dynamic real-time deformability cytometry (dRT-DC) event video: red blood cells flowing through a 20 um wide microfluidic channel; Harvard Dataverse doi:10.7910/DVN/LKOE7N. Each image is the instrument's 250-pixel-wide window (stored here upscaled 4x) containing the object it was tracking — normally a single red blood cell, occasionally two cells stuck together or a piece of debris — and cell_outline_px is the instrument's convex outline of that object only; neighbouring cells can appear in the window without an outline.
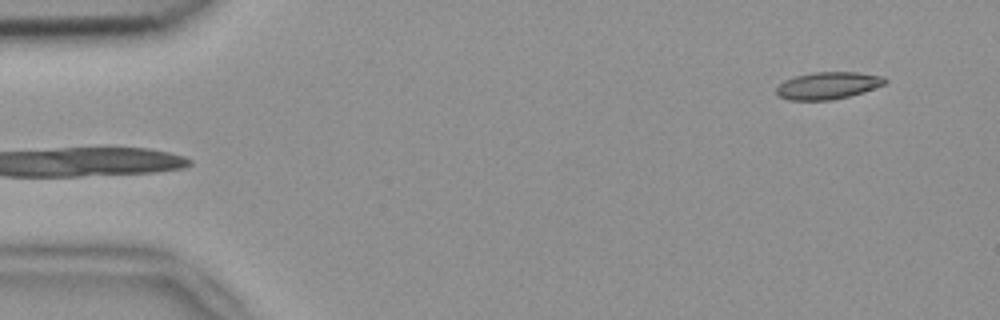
{"species": "common noctule bat (a hibernating species)", "species_latin": "Nyctalus noctula", "temperature_condition": "room temperature", "stored_images_in_passage": 50, "camera_frame_rate_fps": 3000, "um_per_image_px": 0.085, "animal": {"sex": "female", "body_mass_g": 18.4}, "frame": {"image": 1, "passage_image": 1, "time_ms": 0.0, "image_size_px": [1000, 320], "cell_outline_px": [[888, 80], [884, 84], [864, 92], [832, 100], [788, 100], [776, 96], [776, 88], [784, 80], [796, 76], [812, 72], [856, 72], [884, 76]], "centroid_in_image_um": [70.35, 7.27], "position_along_channel_um": 14.6, "area_um2": 17.28}}
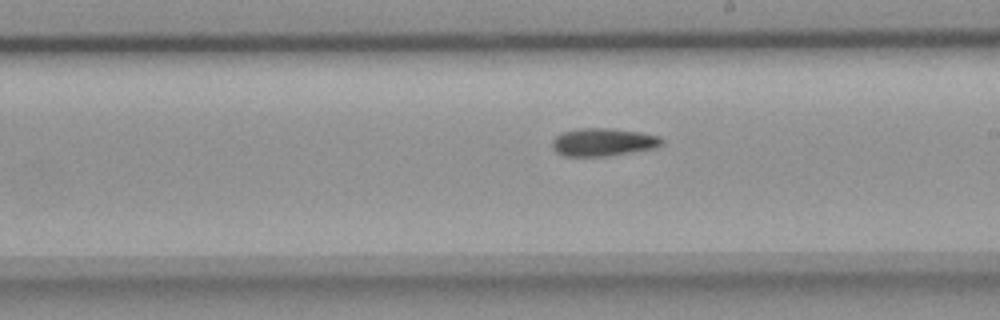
{"frame": {"image": 2, "passage_image": 27, "time_ms": 8.667, "image_size_px": [1000, 320], "cell_outline_px": [[664, 144], [652, 148], [608, 156], [564, 156], [556, 152], [552, 148], [552, 140], [560, 132], [576, 128], [612, 128], [640, 132], [660, 136], [664, 140]], "centroid_in_image_um": [51.24, 12.07], "position_along_channel_um": 237.8, "area_um2": 17.98}}
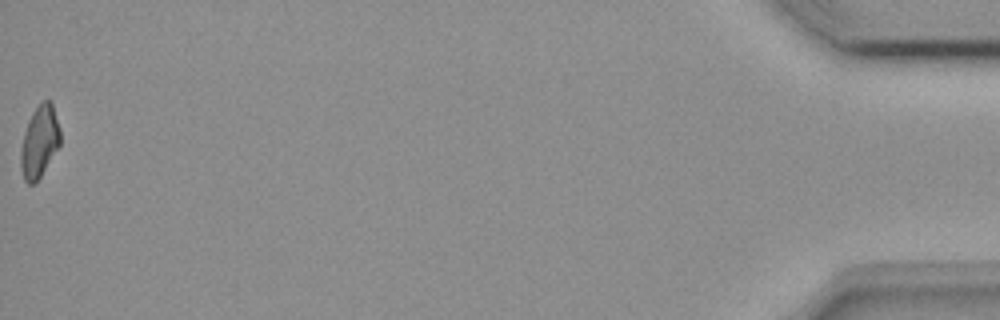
{"frame": {"image": 3, "passage_image": 50, "time_ms": 16.333, "image_size_px": [1000, 320], "cell_outline_px": [[60, 144], [40, 176], [32, 184], [28, 184], [24, 180], [20, 168], [20, 148], [24, 132], [28, 120], [32, 112], [44, 100], [52, 100], [60, 128]], "centroid_in_image_um": [3.34, 12.01], "position_along_channel_um": 431.9, "area_um2": 16.53}}